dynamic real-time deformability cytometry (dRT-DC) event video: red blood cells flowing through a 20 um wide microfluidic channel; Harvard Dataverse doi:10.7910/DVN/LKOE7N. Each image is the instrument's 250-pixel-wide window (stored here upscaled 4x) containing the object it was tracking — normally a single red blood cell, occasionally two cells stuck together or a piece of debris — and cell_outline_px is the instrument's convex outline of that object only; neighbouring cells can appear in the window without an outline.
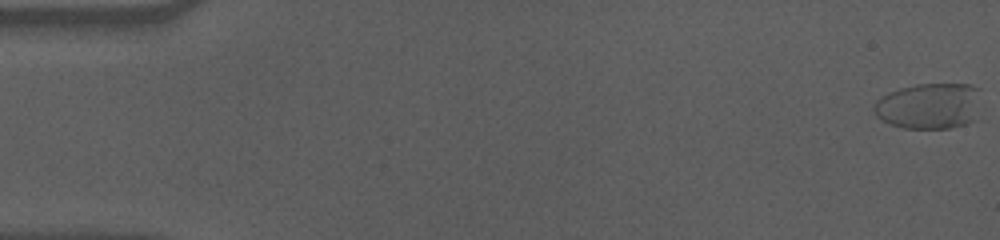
{"species": "human", "species_latin": "Homo sapiens", "temperature_condition": "cold", "stored_images_in_passage": 59, "camera_frame_rate_fps": 3000, "um_per_image_px": 0.085, "donor": {"sex": "male"}, "frame": {"image": 1, "passage_image": 1, "time_ms": 0.0, "image_size_px": [1000, 240], "cell_outline_px": [[980, 88], [976, 120], [968, 124], [952, 128], [900, 128], [876, 116], [872, 108], [876, 100], [900, 88], [916, 84], [968, 84]], "centroid_in_image_um": [79.01, 9.01], "position_along_channel_um": 6.0, "area_um2": 28.84}}
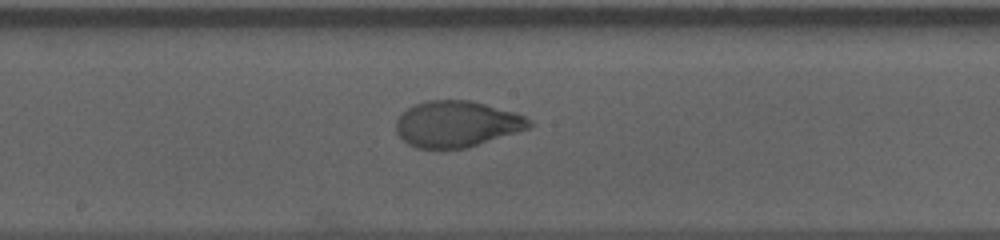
{"frame": {"image": 2, "passage_image": 32, "time_ms": 10.333, "image_size_px": [1000, 240], "cell_outline_px": [[532, 128], [468, 148], [440, 152], [416, 148], [408, 144], [396, 132], [396, 120], [408, 108], [416, 104], [428, 100], [472, 100], [516, 112], [532, 120]], "centroid_in_image_um": [38.86, 10.58], "position_along_channel_um": 209.3, "area_um2": 36.82}}
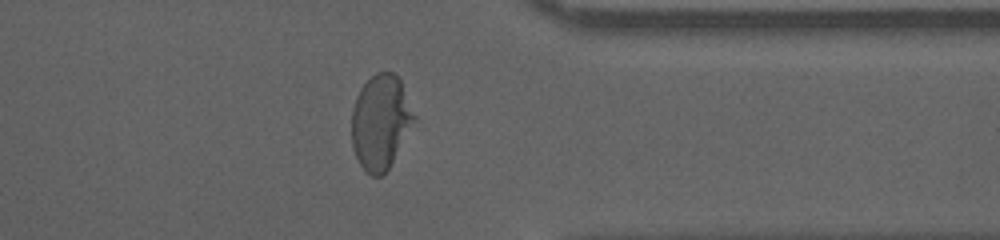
{"frame": {"image": 3, "passage_image": 47, "time_ms": 15.333, "image_size_px": [1000, 240], "cell_outline_px": [[416, 120], [388, 168], [380, 176], [372, 176], [360, 164], [352, 148], [352, 108], [356, 96], [360, 88], [376, 72], [392, 72], [400, 80], [416, 116]], "centroid_in_image_um": [32.34, 10.35], "position_along_channel_um": 379.1, "area_um2": 34.1}, "authors_computed_cell_mechanics": {"area_um2": 34.7378, "velocity_mm_per_s": 3.5375, "shape_relaxation_time_tau1_ms": 5.205, "shape_relaxation_time_tau2_ms": 0.9036, "deformation_change_tau1": 0.2306, "deformation_change_tau2": 0.0437}}